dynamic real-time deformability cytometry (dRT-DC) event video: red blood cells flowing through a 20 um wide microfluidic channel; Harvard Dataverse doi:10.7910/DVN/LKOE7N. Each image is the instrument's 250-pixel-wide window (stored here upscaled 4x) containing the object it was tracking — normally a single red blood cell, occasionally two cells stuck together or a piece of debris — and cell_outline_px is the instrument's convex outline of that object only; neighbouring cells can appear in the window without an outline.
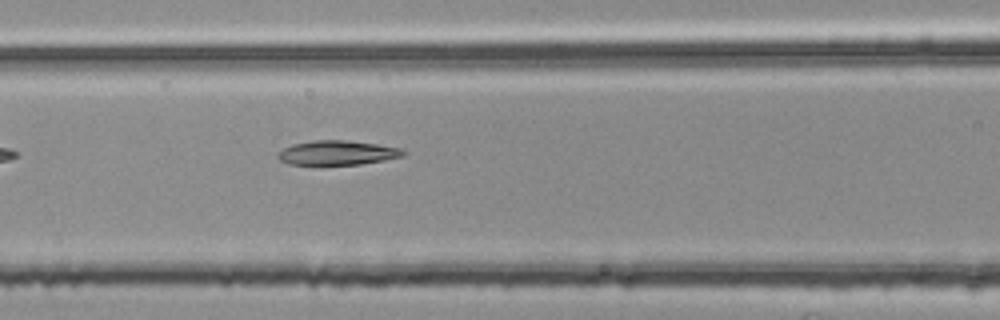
{"species": "common noctule bat (a hibernating species)", "species_latin": "Nyctalus noctula", "temperature_condition": "room temperature", "stored_images_in_passage": 12, "camera_frame_rate_fps": 3000, "um_per_image_px": 0.085, "animal": {"sex": "female", "body_mass_g": 25.1}, "frame": {"image": 1, "passage_image": 6, "time_ms": 1.667, "image_size_px": [1000, 320], "cell_outline_px": [[408, 152], [400, 156], [384, 160], [360, 164], [288, 164], [280, 160], [276, 156], [276, 152], [292, 144], [312, 140], [344, 140], [376, 144], [400, 148]], "centroid_in_image_um": [28.62, 12.98], "position_along_channel_um": 138.0, "area_um2": 17.69}}
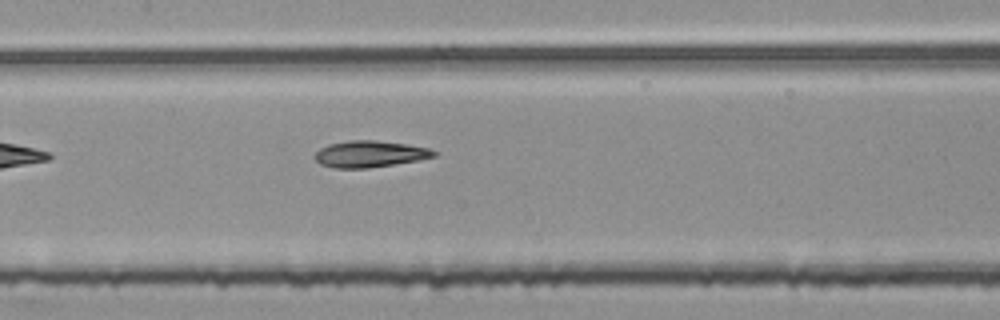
{"frame": {"image": 2, "passage_image": 9, "time_ms": 2.667, "image_size_px": [1000, 320], "cell_outline_px": [[440, 152], [436, 156], [416, 160], [368, 168], [332, 168], [320, 164], [316, 160], [316, 152], [320, 148], [328, 144], [348, 140], [376, 140], [408, 144], [432, 148]], "centroid_in_image_um": [31.47, 13.08], "position_along_channel_um": 175.9, "area_um2": 18.5}}